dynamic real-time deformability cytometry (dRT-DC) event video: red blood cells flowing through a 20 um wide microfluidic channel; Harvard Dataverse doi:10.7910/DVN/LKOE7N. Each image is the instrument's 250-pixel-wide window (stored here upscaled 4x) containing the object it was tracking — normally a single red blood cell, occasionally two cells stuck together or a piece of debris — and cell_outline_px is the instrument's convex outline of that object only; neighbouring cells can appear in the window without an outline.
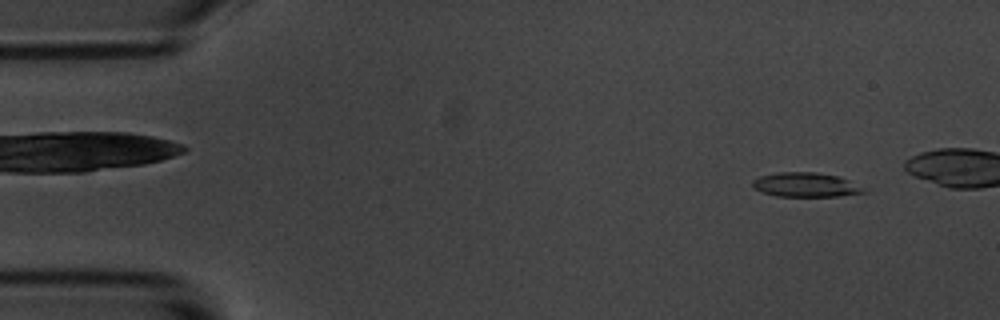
{"species": "common noctule bat (a hibernating species)", "species_latin": "Nyctalus noctula", "temperature_condition": "room temperature", "stored_images_in_passage": 13, "camera_frame_rate_fps": 3000, "um_per_image_px": 0.085, "animal": {"sex": "male", "body_mass_g": 20.1, "forearm_length_mm": 53.5}, "frame": {"image": 1, "passage_image": 1, "time_ms": 0.0, "image_size_px": [1000, 320], "cell_outline_px": [[868, 192], [840, 196], [776, 196], [760, 192], [752, 188], [752, 180], [760, 176], [780, 172], [816, 172], [840, 176], [864, 188]], "centroid_in_image_um": [68.46, 15.71], "position_along_channel_um": 16.5, "area_um2": 15.9}}
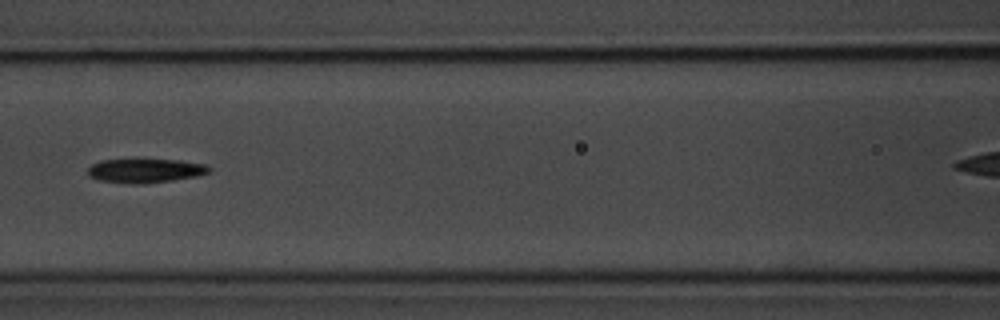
{"frame": {"image": 2, "passage_image": 6, "time_ms": 6.667, "image_size_px": [1000, 320], "cell_outline_px": [[212, 168], [208, 172], [196, 176], [172, 180], [144, 184], [132, 184], [100, 180], [88, 176], [88, 168], [92, 164], [100, 160], [180, 160], [208, 164]], "centroid_in_image_um": [12.36, 14.51], "position_along_channel_um": 154.2, "area_um2": 16.94}}
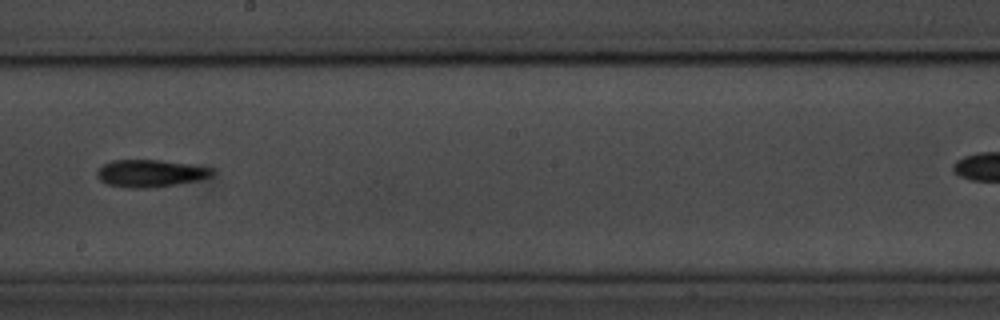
{"frame": {"image": 3, "passage_image": 8, "time_ms": 9.0, "image_size_px": [1000, 320], "cell_outline_px": [[212, 176], [180, 184], [148, 188], [124, 188], [108, 184], [100, 180], [96, 176], [96, 172], [104, 164], [112, 160], [160, 160], [192, 164], [212, 168]], "centroid_in_image_um": [12.76, 14.74], "position_along_channel_um": 235.4, "area_um2": 18.38}}